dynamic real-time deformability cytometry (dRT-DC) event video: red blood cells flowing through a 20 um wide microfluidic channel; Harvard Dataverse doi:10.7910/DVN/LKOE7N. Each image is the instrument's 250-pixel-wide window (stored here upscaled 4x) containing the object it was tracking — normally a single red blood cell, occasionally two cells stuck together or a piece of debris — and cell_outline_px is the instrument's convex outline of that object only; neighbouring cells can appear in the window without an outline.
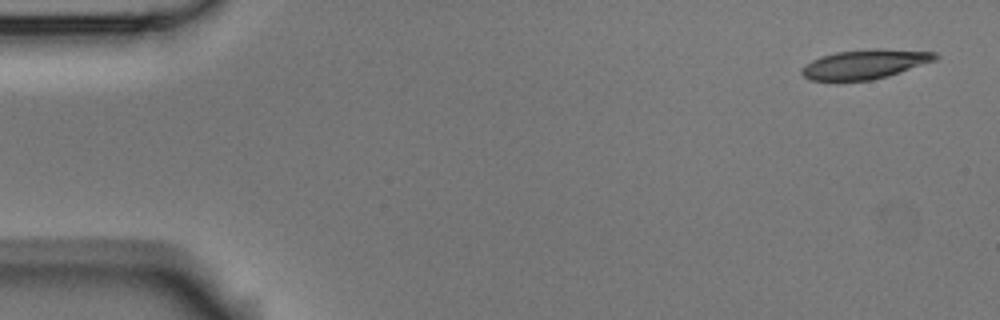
{"species": "Egyptian fruit bat (a non-hibernating species)", "species_latin": "Rousettus aegyptiacus", "temperature_condition": "room temperature", "stored_images_in_passage": 4, "camera_frame_rate_fps": 3000, "um_per_image_px": 0.085, "animal": {"sex": "male"}, "frame": {"image": 1, "passage_image": 1, "time_ms": 0.0, "image_size_px": [1000, 320], "cell_outline_px": [[940, 56], [936, 60], [888, 76], [872, 80], [808, 80], [800, 72], [812, 60], [836, 52], [876, 48], [936, 52]], "centroid_in_image_um": [73.57, 5.45], "position_along_channel_um": 11.4, "area_um2": 22.54}}
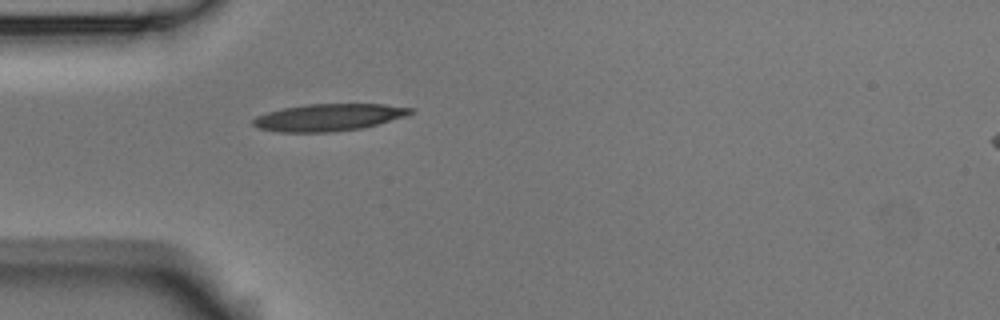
{"frame": {"image": 2, "passage_image": 4, "time_ms": 1.0, "image_size_px": [1000, 320], "cell_outline_px": [[412, 112], [404, 116], [376, 124], [360, 128], [332, 132], [280, 132], [260, 128], [252, 124], [252, 120], [256, 116], [280, 108], [304, 104], [384, 104], [412, 108]], "centroid_in_image_um": [27.87, 9.97], "position_along_channel_um": 57.1, "area_um2": 24.62}}